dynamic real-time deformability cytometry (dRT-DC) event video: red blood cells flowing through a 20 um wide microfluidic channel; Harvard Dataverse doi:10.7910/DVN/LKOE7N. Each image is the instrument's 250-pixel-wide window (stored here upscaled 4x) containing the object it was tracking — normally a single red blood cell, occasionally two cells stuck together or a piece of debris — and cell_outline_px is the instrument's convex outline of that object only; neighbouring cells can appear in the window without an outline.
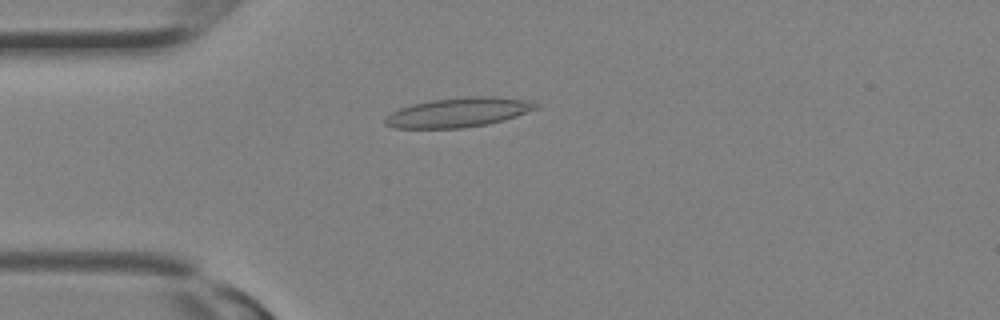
{"species": "Egyptian fruit bat (a non-hibernating species)", "species_latin": "Rousettus aegyptiacus", "temperature_condition": "room temperature", "stored_images_in_passage": 6, "camera_frame_rate_fps": 3000, "um_per_image_px": 0.085, "animal": {"sex": "female"}, "frame": {"image": 1, "passage_image": 3, "time_ms": 0.667, "image_size_px": [1000, 320], "cell_outline_px": [[540, 108], [504, 120], [488, 124], [464, 128], [396, 128], [384, 124], [384, 120], [392, 112], [400, 108], [412, 104], [432, 100], [464, 96], [492, 96], [532, 100], [540, 104]], "centroid_in_image_um": [39.04, 9.54], "position_along_channel_um": 46.0, "area_um2": 26.13}}
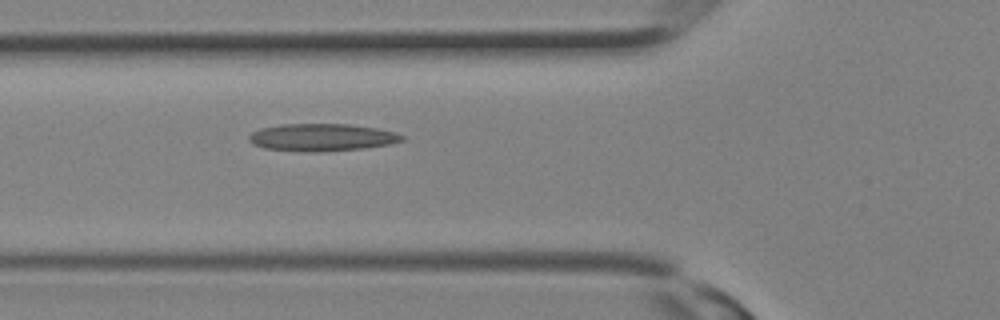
{"frame": {"image": 2, "passage_image": 6, "time_ms": 1.667, "image_size_px": [1000, 320], "cell_outline_px": [[404, 140], [388, 144], [364, 148], [316, 152], [308, 152], [264, 148], [252, 144], [248, 140], [248, 136], [252, 132], [260, 128], [280, 124], [348, 124], [376, 128], [392, 132], [404, 136]], "centroid_in_image_um": [27.29, 11.67], "position_along_channel_um": 98.5, "area_um2": 24.33}}